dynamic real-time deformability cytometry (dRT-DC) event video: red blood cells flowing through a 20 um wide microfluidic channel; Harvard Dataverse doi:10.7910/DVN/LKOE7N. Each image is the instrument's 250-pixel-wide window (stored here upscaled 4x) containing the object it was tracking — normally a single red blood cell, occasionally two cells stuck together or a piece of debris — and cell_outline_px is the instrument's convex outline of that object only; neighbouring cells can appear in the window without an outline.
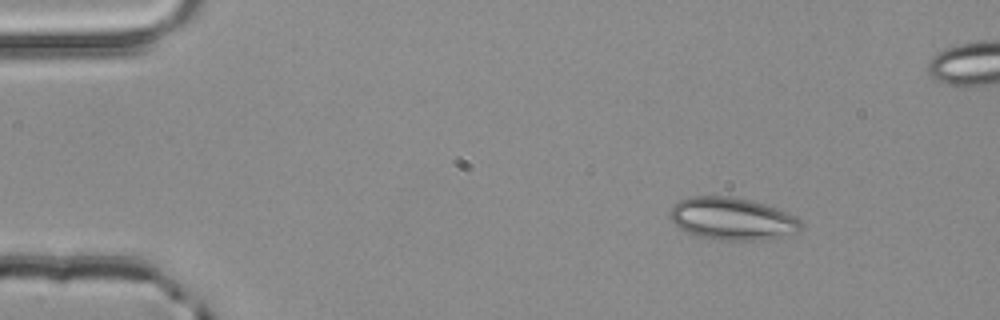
{"species": "common noctule bat (a hibernating species)", "species_latin": "Nyctalus noctula", "temperature_condition": "room temperature", "stored_images_in_passage": 3, "camera_frame_rate_fps": 3000, "um_per_image_px": 0.085, "animal": {"sex": "male", "body_mass_g": 20.4}, "frame": {"image": 1, "passage_image": 1, "time_ms": 0.0, "image_size_px": [1000, 320], "cell_outline_px": [[804, 224], [800, 232], [768, 240], [724, 240], [700, 236], [688, 232], [680, 228], [672, 220], [668, 212], [672, 204], [680, 200], [692, 196], [728, 196], [752, 200], [788, 212], [796, 216]], "centroid_in_image_um": [62.29, 18.59], "position_along_channel_um": 22.7, "area_um2": 32.66}}